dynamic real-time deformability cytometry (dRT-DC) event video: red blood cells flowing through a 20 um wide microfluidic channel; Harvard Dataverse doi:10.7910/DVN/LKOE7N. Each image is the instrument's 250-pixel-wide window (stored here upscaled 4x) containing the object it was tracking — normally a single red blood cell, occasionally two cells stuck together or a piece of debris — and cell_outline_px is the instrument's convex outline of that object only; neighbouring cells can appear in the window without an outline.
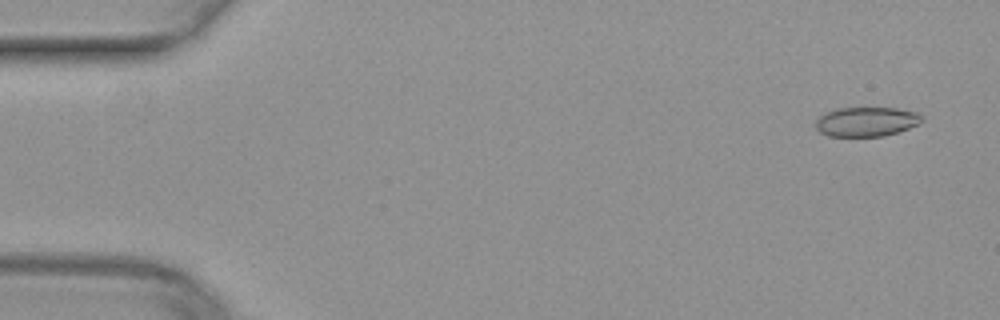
{"species": "common noctule bat (a hibernating species)", "species_latin": "Nyctalus noctula", "temperature_condition": "warm", "stored_images_in_passage": 3, "camera_frame_rate_fps": 3000, "um_per_image_px": 0.085, "animal": {"sex": "female", "body_mass_g": 29.2, "forearm_length_mm": 56.3}, "frame": {"image": 1, "passage_image": 1, "time_ms": 0.0, "image_size_px": [1000, 320], "cell_outline_px": [[924, 120], [908, 128], [884, 136], [828, 136], [820, 132], [816, 128], [816, 120], [820, 116], [836, 108], [896, 108], [916, 112], [924, 116]], "centroid_in_image_um": [73.65, 10.34], "position_along_channel_um": 11.4, "area_um2": 18.09}}